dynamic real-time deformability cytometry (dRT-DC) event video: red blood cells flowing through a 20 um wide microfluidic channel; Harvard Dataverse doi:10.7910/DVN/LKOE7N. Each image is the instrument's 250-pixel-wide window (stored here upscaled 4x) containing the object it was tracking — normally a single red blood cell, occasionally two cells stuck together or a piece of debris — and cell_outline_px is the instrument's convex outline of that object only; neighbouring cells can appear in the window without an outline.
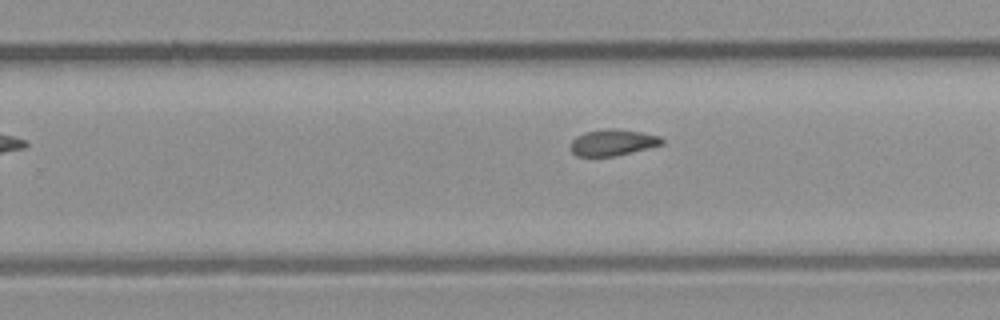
{"species": "common noctule bat (a hibernating species)", "species_latin": "Nyctalus noctula", "temperature_condition": "room temperature", "stored_images_in_passage": 24, "camera_frame_rate_fps": 3000, "um_per_image_px": 0.085, "animal": {"sex": "male", "body_mass_g": 23.1, "forearm_length_mm": 52.7}, "frame": {"image": 1, "passage_image": 17, "time_ms": 5.333, "image_size_px": [1000, 320], "cell_outline_px": [[664, 144], [616, 156], [576, 156], [572, 152], [572, 140], [576, 136], [584, 132], [608, 128], [616, 128], [640, 132], [660, 136], [664, 140]], "centroid_in_image_um": [52.1, 12.1], "position_along_channel_um": 277.7, "area_um2": 13.99}}